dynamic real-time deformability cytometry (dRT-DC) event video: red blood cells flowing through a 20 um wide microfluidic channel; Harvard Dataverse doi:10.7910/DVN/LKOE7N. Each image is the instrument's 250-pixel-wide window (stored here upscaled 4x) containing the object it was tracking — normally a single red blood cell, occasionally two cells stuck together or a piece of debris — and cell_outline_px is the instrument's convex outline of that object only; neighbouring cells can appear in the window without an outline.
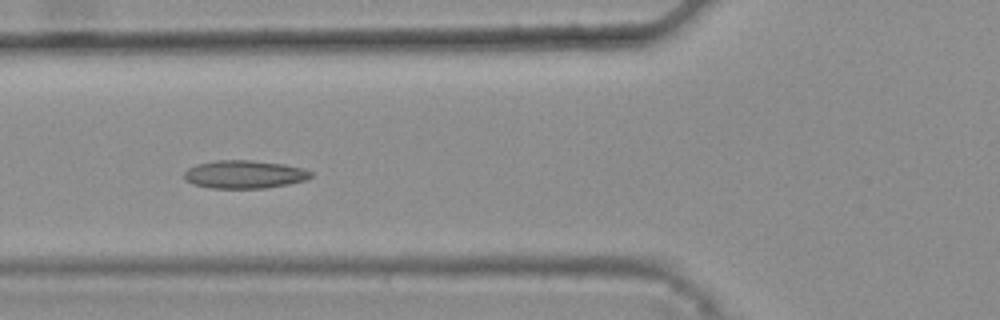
{"species": "common noctule bat (a hibernating species)", "species_latin": "Nyctalus noctula", "temperature_condition": "warm", "stored_images_in_passage": 45, "camera_frame_rate_fps": 3000, "um_per_image_px": 0.085, "animal": {"sex": "female", "body_mass_g": 25.1}, "frame": {"image": 1, "passage_image": 20, "time_ms": 6.333, "image_size_px": [1000, 320], "cell_outline_px": [[312, 176], [304, 180], [288, 184], [264, 188], [212, 188], [192, 184], [184, 180], [184, 172], [188, 168], [196, 164], [216, 160], [252, 160], [284, 164], [304, 168], [312, 172]], "centroid_in_image_um": [20.75, 14.81], "position_along_channel_um": 105.1, "area_um2": 20.81}, "authors_computed_cell_mechanics": {"area_um2": 20.0566, "velocity_mm_per_s": 3.8356, "shape_relaxation_time_tau1_ms": null, "shape_relaxation_time_tau2_ms": 2.5066, "deformation_change_tau1": null, "deformation_change_tau2": 0.079}}